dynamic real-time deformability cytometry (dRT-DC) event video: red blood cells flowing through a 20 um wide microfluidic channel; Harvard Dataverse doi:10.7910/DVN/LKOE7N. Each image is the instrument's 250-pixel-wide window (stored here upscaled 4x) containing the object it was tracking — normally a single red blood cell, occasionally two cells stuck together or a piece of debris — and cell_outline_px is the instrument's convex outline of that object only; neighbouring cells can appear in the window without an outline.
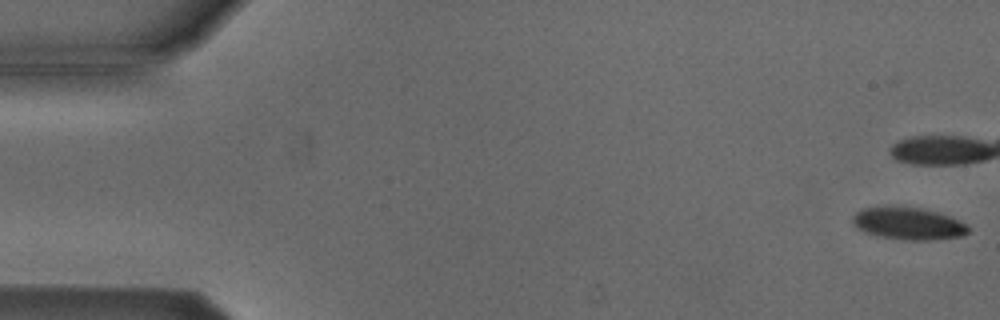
{"species": "Egyptian fruit bat (a non-hibernating species)", "species_latin": "Rousettus aegyptiacus", "temperature_condition": "cold", "stored_images_in_passage": 41, "camera_frame_rate_fps": 3000, "um_per_image_px": 0.085, "animal": {"sex": "male"}, "frame": {"image": 1, "passage_image": 1, "time_ms": 0.0, "image_size_px": [1000, 320], "cell_outline_px": [[972, 228], [964, 236], [932, 240], [904, 240], [876, 236], [864, 232], [856, 228], [852, 224], [852, 216], [856, 212], [864, 208], [920, 208], [936, 212], [948, 216], [968, 224]], "centroid_in_image_um": [77.23, 19.04], "position_along_channel_um": 7.8, "area_um2": 21.62}}